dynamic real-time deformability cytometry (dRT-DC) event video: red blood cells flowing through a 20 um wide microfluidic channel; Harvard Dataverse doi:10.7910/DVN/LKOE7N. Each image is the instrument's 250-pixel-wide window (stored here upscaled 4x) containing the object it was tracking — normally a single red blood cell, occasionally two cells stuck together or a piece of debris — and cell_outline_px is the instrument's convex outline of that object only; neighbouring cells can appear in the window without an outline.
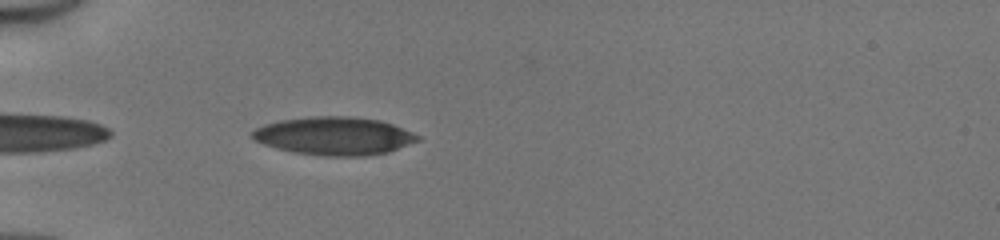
{"species": "human", "species_latin": "Homo sapiens", "temperature_condition": "cold", "stored_images_in_passage": 36, "camera_frame_rate_fps": 3000, "um_per_image_px": 0.085, "donor": {"sex": "male"}, "frame": {"image": 1, "passage_image": 2, "time_ms": 0.333, "image_size_px": [1000, 240], "cell_outline_px": [[420, 140], [388, 152], [364, 156], [324, 156], [292, 152], [276, 148], [264, 144], [256, 140], [252, 136], [252, 132], [256, 128], [264, 124], [280, 120], [312, 116], [348, 116], [380, 120], [392, 124], [412, 132], [420, 136]], "centroid_in_image_um": [28.41, 11.55], "position_along_channel_um": 56.6, "area_um2": 36.65}}
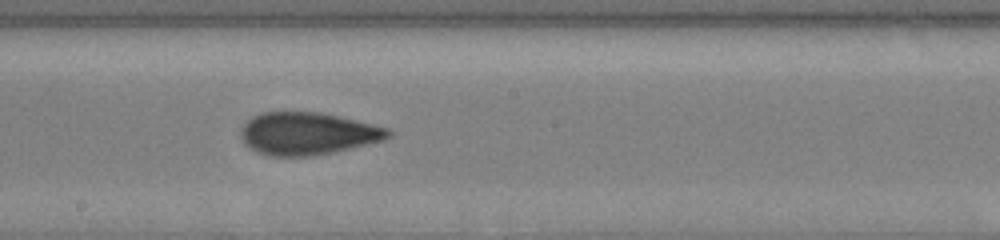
{"frame": {"image": 2, "passage_image": 15, "time_ms": 4.667, "image_size_px": [1000, 240], "cell_outline_px": [[392, 136], [384, 140], [332, 152], [308, 156], [268, 156], [256, 152], [244, 144], [240, 136], [240, 128], [252, 116], [260, 112], [320, 112], [372, 124], [388, 128], [392, 132]], "centroid_in_image_um": [26.1, 11.35], "position_along_channel_um": 222.1, "area_um2": 36.47}}
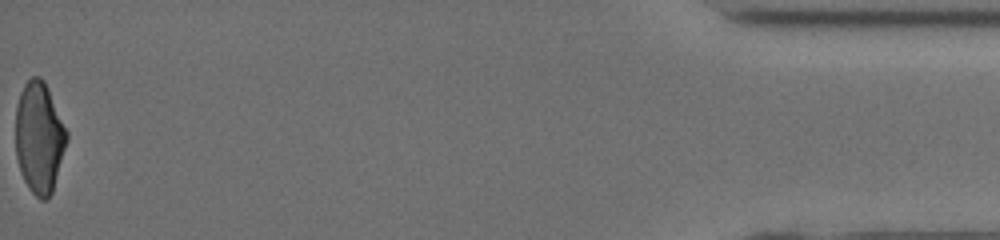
{"frame": {"image": 3, "passage_image": 36, "time_ms": 11.667, "image_size_px": [1000, 240], "cell_outline_px": [[68, 140], [52, 192], [44, 200], [40, 200], [28, 188], [20, 172], [16, 156], [16, 104], [20, 92], [24, 84], [32, 76], [40, 76], [44, 80], [48, 88], [68, 132]], "centroid_in_image_um": [3.33, 11.68], "position_along_channel_um": 431.9, "area_um2": 33.29}, "authors_computed_cell_mechanics": {"area_um2": 35.8938, "velocity_mm_per_s": 4.1785, "shape_relaxation_time_tau1_ms": 4.5893, "shape_relaxation_time_tau2_ms": 1.5552, "deformation_change_tau1": 0.1474, "deformation_change_tau2": 0.0959}}